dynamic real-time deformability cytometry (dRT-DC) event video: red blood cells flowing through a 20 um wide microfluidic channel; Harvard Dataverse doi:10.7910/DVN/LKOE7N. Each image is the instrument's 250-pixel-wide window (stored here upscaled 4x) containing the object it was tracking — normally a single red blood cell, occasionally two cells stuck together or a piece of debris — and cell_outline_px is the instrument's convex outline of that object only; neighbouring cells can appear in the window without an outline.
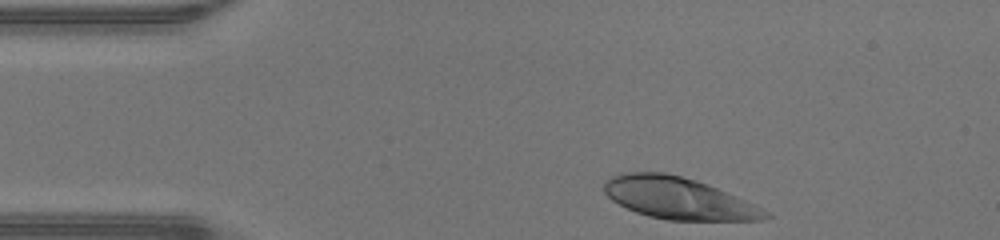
{"species": "human", "species_latin": "Homo sapiens", "temperature_condition": "warm", "stored_images_in_passage": 31, "camera_frame_rate_fps": 3000, "um_per_image_px": 0.085, "donor": {"sex": "male"}, "frame": {"image": 1, "passage_image": 1, "time_ms": 0.0, "image_size_px": [1000, 240], "cell_outline_px": [[772, 216], [764, 220], [668, 220], [648, 216], [636, 212], [612, 200], [604, 192], [604, 180], [612, 176], [628, 172], [664, 172], [696, 180], [708, 184], [736, 196], [768, 212]], "centroid_in_image_um": [57.64, 16.85], "position_along_channel_um": 27.4, "area_um2": 38.9}}
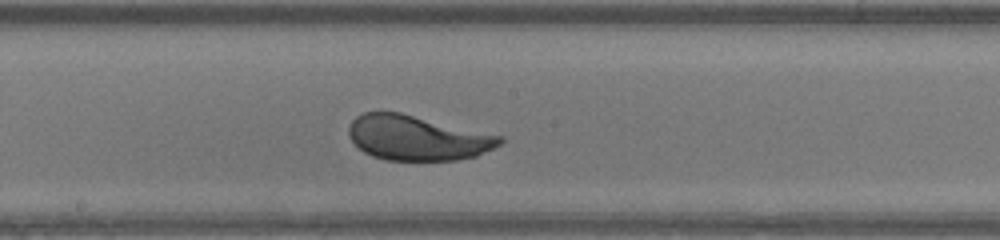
{"frame": {"image": 2, "passage_image": 18, "time_ms": 5.667, "image_size_px": [1000, 240], "cell_outline_px": [[504, 140], [500, 144], [476, 156], [456, 160], [384, 160], [372, 156], [364, 152], [348, 136], [348, 128], [352, 120], [356, 116], [364, 112], [400, 112], [504, 136]], "centroid_in_image_um": [35.46, 11.71], "position_along_channel_um": 212.7, "area_um2": 39.54}}
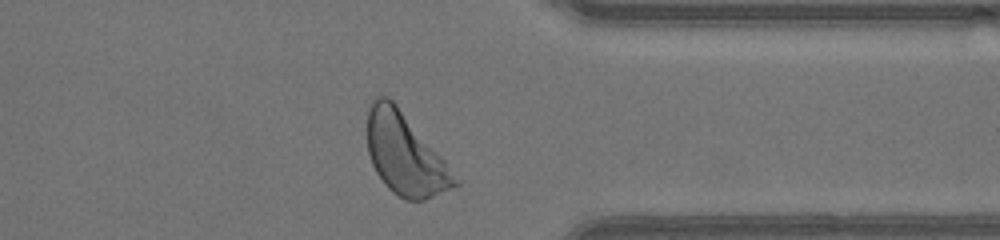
{"frame": {"image": 3, "passage_image": 30, "time_ms": 9.667, "image_size_px": [1000, 240], "cell_outline_px": [[460, 184], [424, 200], [404, 200], [392, 192], [384, 184], [376, 172], [372, 164], [368, 152], [368, 108], [372, 100], [376, 96], [388, 96], [396, 104], [444, 160], [460, 180]], "centroid_in_image_um": [34.41, 13.12], "position_along_channel_um": 377.0, "area_um2": 41.04}, "authors_computed_cell_mechanics": {"area_um2": 39.7086, "velocity_mm_per_s": 4.3078, "shape_relaxation_time_tau1_ms": 2.1755, "shape_relaxation_time_tau2_ms": null, "deformation_change_tau1": 0.1424, "deformation_change_tau2": null}}